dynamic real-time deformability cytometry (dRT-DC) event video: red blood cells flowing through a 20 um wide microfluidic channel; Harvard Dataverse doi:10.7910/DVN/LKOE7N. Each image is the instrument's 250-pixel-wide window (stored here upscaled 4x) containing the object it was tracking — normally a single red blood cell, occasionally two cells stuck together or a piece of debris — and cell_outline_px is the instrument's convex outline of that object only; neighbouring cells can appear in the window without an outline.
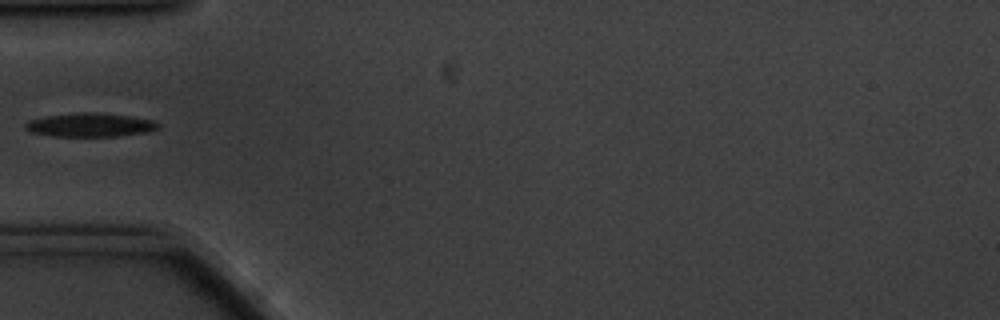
{"species": "common noctule bat (a hibernating species)", "species_latin": "Nyctalus noctula", "temperature_condition": "cold", "stored_images_in_passage": 40, "camera_frame_rate_fps": 3000, "um_per_image_px": 0.085, "animal": {"sex": "male", "body_mass_g": 20.1, "forearm_length_mm": 53.5}, "frame": {"image": 1, "passage_image": 1, "time_ms": 0.0, "image_size_px": [1000, 320], "cell_outline_px": [[160, 128], [148, 132], [116, 136], [52, 136], [32, 132], [24, 128], [24, 124], [28, 120], [48, 116], [80, 112], [92, 112], [132, 116], [152, 120], [160, 124]], "centroid_in_image_um": [7.68, 10.62], "position_along_channel_um": 77.3, "area_um2": 18.32}}
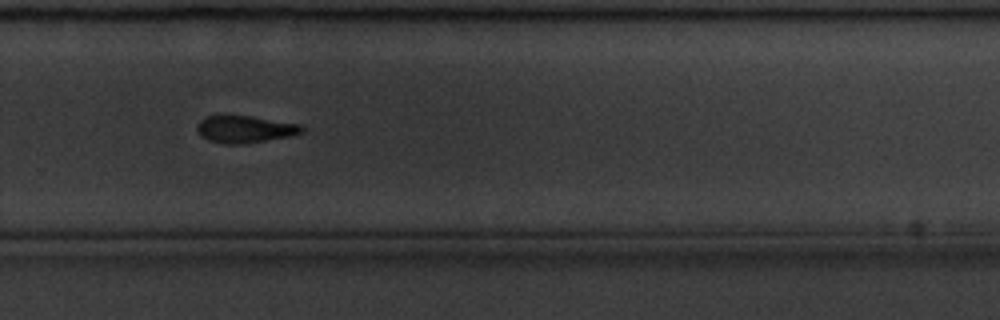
{"frame": {"image": 2, "passage_image": 21, "time_ms": 6.667, "image_size_px": [1000, 320], "cell_outline_px": [[304, 132], [288, 136], [240, 144], [224, 144], [208, 140], [200, 136], [196, 128], [196, 124], [200, 120], [208, 116], [248, 116], [300, 124], [304, 128]], "centroid_in_image_um": [20.77, 10.98], "position_along_channel_um": 309.0, "area_um2": 16.3}}
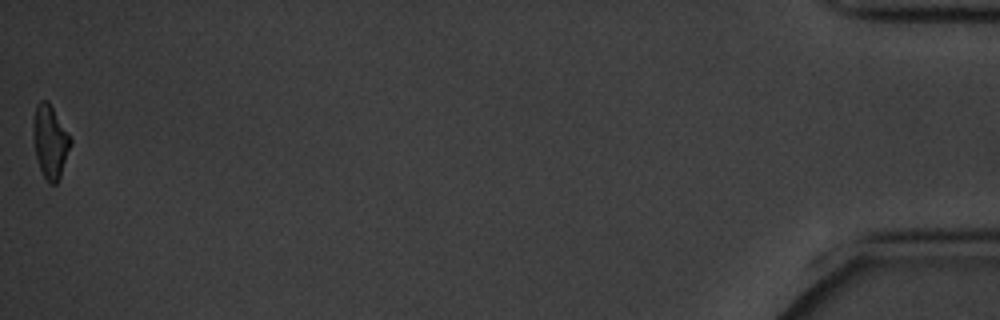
{"frame": {"image": 3, "passage_image": 40, "time_ms": 13.0, "image_size_px": [1000, 320], "cell_outline_px": [[72, 144], [60, 176], [56, 184], [48, 184], [40, 168], [36, 156], [32, 140], [32, 124], [36, 104], [40, 100], [48, 100], [72, 140]], "centroid_in_image_um": [4.24, 12.02], "position_along_channel_um": 431.0, "area_um2": 16.01}}